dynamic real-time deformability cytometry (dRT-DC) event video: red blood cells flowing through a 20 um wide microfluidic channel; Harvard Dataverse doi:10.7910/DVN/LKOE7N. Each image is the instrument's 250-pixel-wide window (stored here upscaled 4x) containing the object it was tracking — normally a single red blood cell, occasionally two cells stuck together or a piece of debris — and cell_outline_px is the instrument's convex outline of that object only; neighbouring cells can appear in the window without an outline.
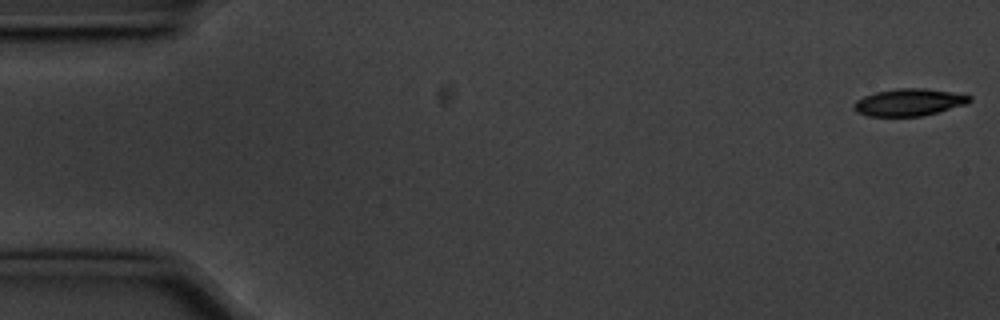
{"species": "common noctule bat (a hibernating species)", "species_latin": "Nyctalus noctula", "temperature_condition": "cold", "stored_images_in_passage": 55, "camera_frame_rate_fps": 3000, "um_per_image_px": 0.085, "animal": {"sex": "male", "body_mass_g": 20.1, "forearm_length_mm": 53.5}, "frame": {"image": 1, "passage_image": 1, "time_ms": 0.0, "image_size_px": [1000, 320], "cell_outline_px": [[972, 100], [968, 104], [920, 116], [868, 116], [856, 112], [852, 108], [852, 104], [856, 100], [864, 96], [876, 92], [896, 88], [924, 88], [972, 96]], "centroid_in_image_um": [77.22, 8.69], "position_along_channel_um": 7.8, "area_um2": 18.26}}
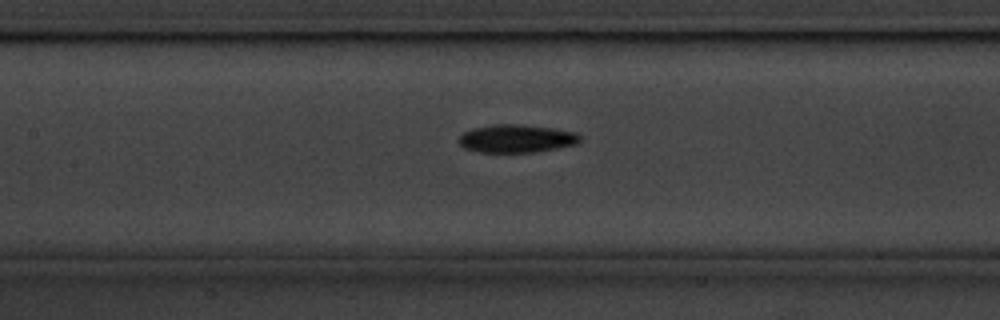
{"frame": {"image": 2, "passage_image": 25, "time_ms": 8.0, "image_size_px": [1000, 320], "cell_outline_px": [[580, 140], [576, 144], [556, 148], [532, 152], [480, 152], [464, 148], [456, 140], [464, 132], [472, 128], [492, 124], [520, 124], [556, 128], [576, 132], [580, 136]], "centroid_in_image_um": [43.88, 11.76], "position_along_channel_um": 163.5, "area_um2": 19.88}}
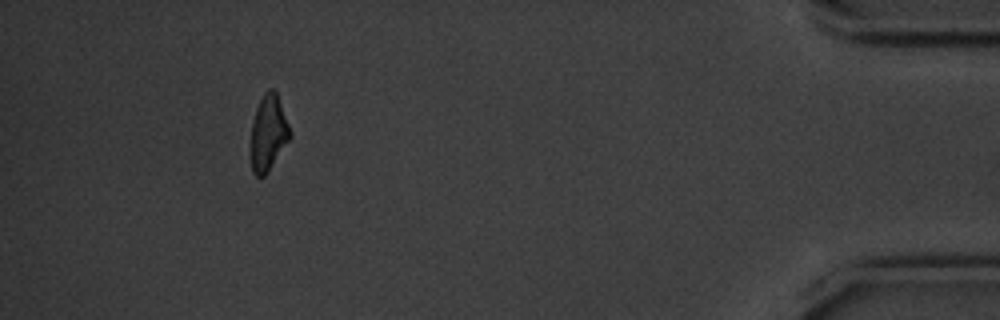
{"frame": {"image": 3, "passage_image": 51, "time_ms": 16.667, "image_size_px": [1000, 320], "cell_outline_px": [[292, 136], [268, 172], [264, 176], [256, 176], [252, 172], [252, 120], [256, 108], [264, 92], [268, 88], [272, 88], [276, 92], [292, 132]], "centroid_in_image_um": [22.83, 11.29], "position_along_channel_um": 412.4, "area_um2": 17.17}, "authors_computed_cell_mechanics": {"area_um2": 18.8428, "velocity_mm_per_s": 3.5842, "shape_relaxation_time_tau1_ms": 2.0391, "shape_relaxation_time_tau2_ms": null, "deformation_change_tau1": 0.1143, "deformation_change_tau2": null}}